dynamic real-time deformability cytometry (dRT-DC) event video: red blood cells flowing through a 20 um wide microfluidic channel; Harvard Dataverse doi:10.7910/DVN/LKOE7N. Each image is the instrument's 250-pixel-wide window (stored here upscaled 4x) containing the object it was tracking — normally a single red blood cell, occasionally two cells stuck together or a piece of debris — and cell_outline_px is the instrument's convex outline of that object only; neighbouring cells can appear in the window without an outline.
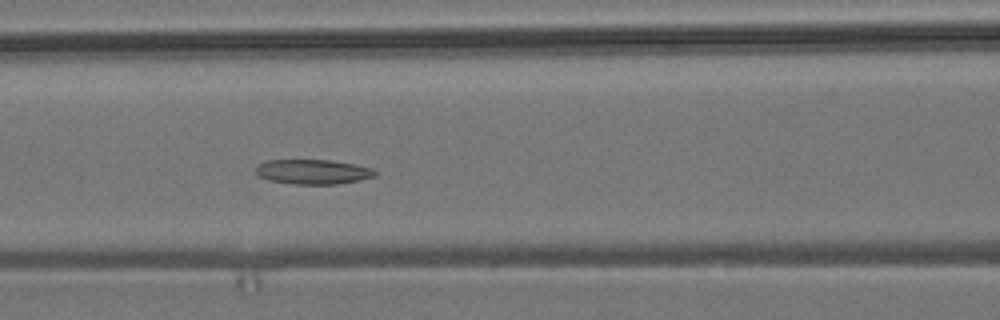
{"species": "common noctule bat (a hibernating species)", "species_latin": "Nyctalus noctula", "temperature_condition": "room temperature", "stored_images_in_passage": 5, "camera_frame_rate_fps": 3000, "um_per_image_px": 0.085, "animal": {"sex": "male", "body_mass_g": 19.2, "forearm_length_mm": 51.8}, "frame": {"image": 1, "passage_image": 5, "time_ms": 1.333, "image_size_px": [1000, 320], "cell_outline_px": [[376, 176], [360, 180], [336, 184], [292, 184], [268, 180], [256, 176], [256, 164], [268, 160], [328, 160], [352, 164], [372, 168], [376, 172]], "centroid_in_image_um": [26.54, 14.61], "position_along_channel_um": 140.1, "area_um2": 17.22}}